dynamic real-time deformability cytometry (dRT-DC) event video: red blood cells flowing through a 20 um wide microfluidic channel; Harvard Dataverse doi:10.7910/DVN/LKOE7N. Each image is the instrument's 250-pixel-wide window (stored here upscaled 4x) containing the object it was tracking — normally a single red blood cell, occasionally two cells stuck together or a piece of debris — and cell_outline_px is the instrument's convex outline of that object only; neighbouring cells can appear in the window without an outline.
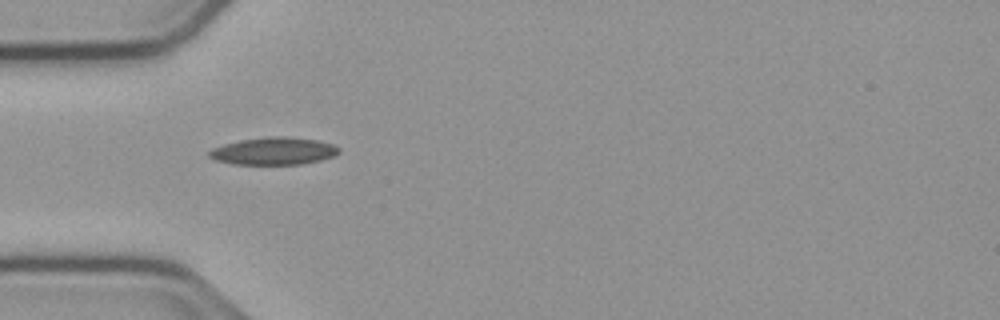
{"species": "common noctule bat (a hibernating species)", "species_latin": "Nyctalus noctula", "temperature_condition": "cold", "stored_images_in_passage": 39, "camera_frame_rate_fps": 3000, "um_per_image_px": 0.085, "animal": {"sex": "male", "body_mass_g": 23.1, "forearm_length_mm": 52.7}, "frame": {"image": 1, "passage_image": 1, "time_ms": 0.0, "image_size_px": [1000, 320], "cell_outline_px": [[340, 152], [336, 156], [320, 160], [300, 164], [232, 164], [216, 160], [208, 156], [208, 152], [212, 148], [224, 144], [244, 140], [268, 136], [280, 136], [316, 140], [332, 144], [340, 148]], "centroid_in_image_um": [23.28, 12.85], "position_along_channel_um": 61.7, "area_um2": 20.58}}
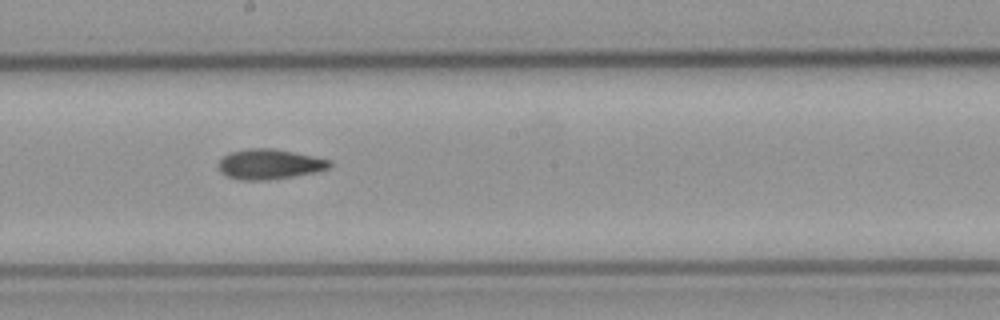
{"frame": {"image": 2, "passage_image": 14, "time_ms": 4.333, "image_size_px": [1000, 320], "cell_outline_px": [[332, 164], [328, 168], [316, 172], [292, 176], [264, 180], [240, 180], [228, 176], [220, 172], [216, 164], [228, 152], [248, 148], [272, 148], [312, 156], [328, 160]], "centroid_in_image_um": [22.83, 13.95], "position_along_channel_um": 225.4, "area_um2": 19.36}}
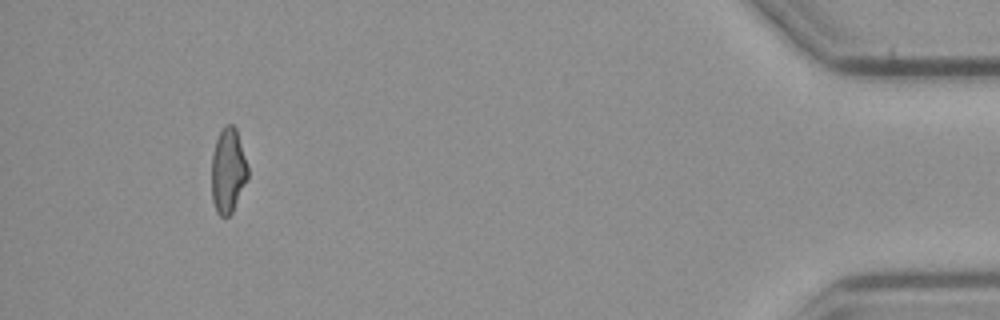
{"frame": {"image": 3, "passage_image": 35, "time_ms": 11.333, "image_size_px": [1000, 320], "cell_outline_px": [[248, 180], [232, 212], [228, 216], [220, 216], [216, 212], [212, 200], [212, 152], [216, 140], [220, 132], [228, 124], [232, 124], [236, 128], [248, 168]], "centroid_in_image_um": [19.38, 14.54], "position_along_channel_um": 415.8, "area_um2": 17.86}, "authors_computed_cell_mechanics": {"area_um2": 18.9584, "velocity_mm_per_s": 3.7787, "shape_relaxation_time_tau1_ms": null, "shape_relaxation_time_tau2_ms": 6.6165, "deformation_change_tau1": null, "deformation_change_tau2": 0.1496}}